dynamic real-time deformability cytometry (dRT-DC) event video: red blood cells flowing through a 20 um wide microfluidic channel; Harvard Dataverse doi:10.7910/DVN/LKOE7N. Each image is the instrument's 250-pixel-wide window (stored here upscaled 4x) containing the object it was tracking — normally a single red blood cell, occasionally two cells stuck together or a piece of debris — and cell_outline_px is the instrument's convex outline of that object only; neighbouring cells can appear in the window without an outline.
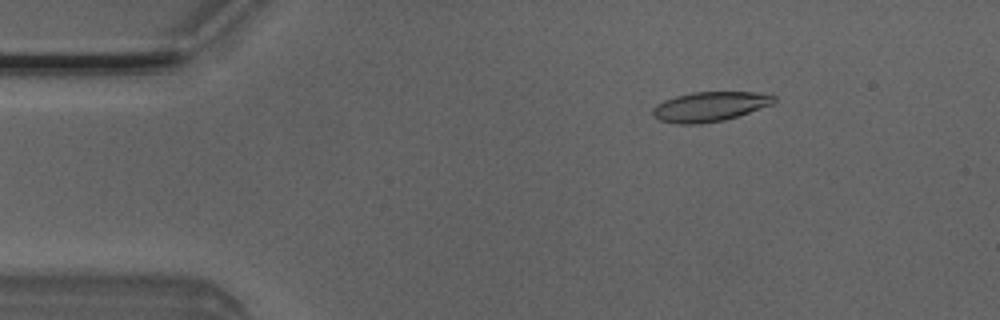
{"species": "Egyptian fruit bat (a non-hibernating species)", "species_latin": "Rousettus aegyptiacus", "temperature_condition": "room temperature", "stored_images_in_passage": 4, "camera_frame_rate_fps": 3000, "um_per_image_px": 0.085, "animal": {"sex": "male"}, "frame": {"image": 1, "passage_image": 2, "time_ms": 0.333, "image_size_px": [1000, 320], "cell_outline_px": [[776, 100], [772, 104], [724, 120], [700, 124], [680, 124], [660, 120], [652, 116], [652, 108], [656, 104], [664, 100], [676, 96], [692, 92], [772, 92], [776, 96]], "centroid_in_image_um": [60.34, 9.04], "position_along_channel_um": 24.7, "area_um2": 21.1}}